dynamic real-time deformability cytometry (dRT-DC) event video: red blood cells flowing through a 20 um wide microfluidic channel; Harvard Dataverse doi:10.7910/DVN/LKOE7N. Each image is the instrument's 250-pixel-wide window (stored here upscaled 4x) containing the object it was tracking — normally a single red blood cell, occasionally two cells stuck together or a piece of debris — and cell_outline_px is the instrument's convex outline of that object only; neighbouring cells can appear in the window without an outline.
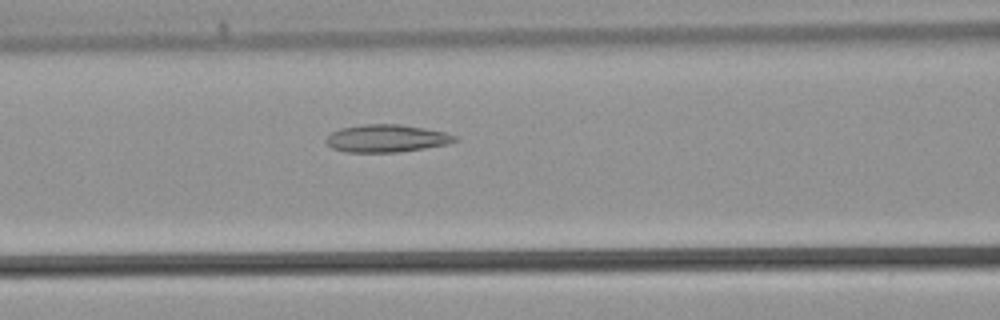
{"species": "common noctule bat (a hibernating species)", "species_latin": "Nyctalus noctula", "temperature_condition": "warm", "stored_images_in_passage": 31, "camera_frame_rate_fps": 3000, "um_per_image_px": 0.085, "animal": {"sex": "male", "body_mass_g": 21.5, "forearm_length_mm": 52.0}, "frame": {"image": 1, "passage_image": 12, "time_ms": 3.667, "image_size_px": [1000, 320], "cell_outline_px": [[460, 140], [448, 144], [400, 152], [344, 152], [332, 148], [324, 140], [332, 132], [340, 128], [364, 124], [400, 124], [424, 128], [444, 132], [456, 136]], "centroid_in_image_um": [32.85, 11.76], "position_along_channel_um": 133.7, "area_um2": 20.75}}
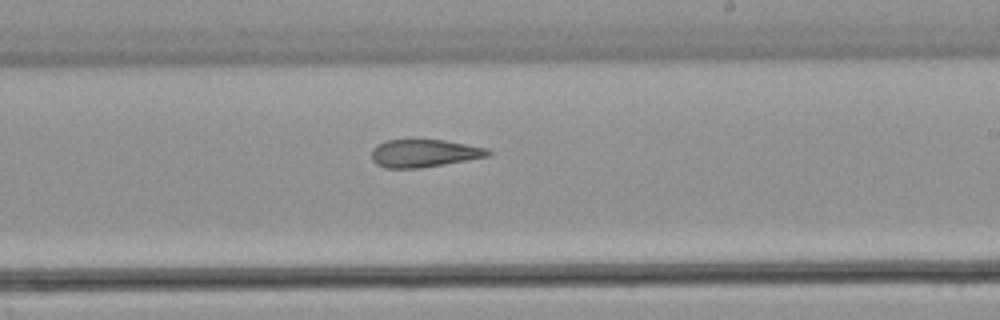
{"frame": {"image": 2, "passage_image": 19, "time_ms": 6.0, "image_size_px": [1000, 320], "cell_outline_px": [[492, 152], [488, 156], [444, 164], [420, 168], [384, 168], [376, 164], [372, 160], [372, 148], [384, 140], [412, 136], [444, 140], [488, 148]], "centroid_in_image_um": [35.98, 12.97], "position_along_channel_um": 253.0, "area_um2": 19.65}}
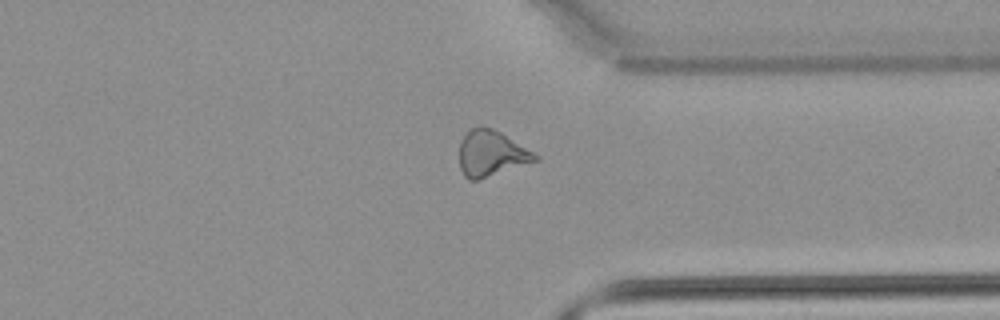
{"frame": {"image": 3, "passage_image": 26, "time_ms": 8.333, "image_size_px": [1000, 320], "cell_outline_px": [[540, 160], [476, 180], [468, 180], [464, 176], [460, 168], [460, 140], [472, 128], [492, 128], [500, 132], [540, 156]], "centroid_in_image_um": [41.76, 13.07], "position_along_channel_um": 369.6, "area_um2": 19.88}}